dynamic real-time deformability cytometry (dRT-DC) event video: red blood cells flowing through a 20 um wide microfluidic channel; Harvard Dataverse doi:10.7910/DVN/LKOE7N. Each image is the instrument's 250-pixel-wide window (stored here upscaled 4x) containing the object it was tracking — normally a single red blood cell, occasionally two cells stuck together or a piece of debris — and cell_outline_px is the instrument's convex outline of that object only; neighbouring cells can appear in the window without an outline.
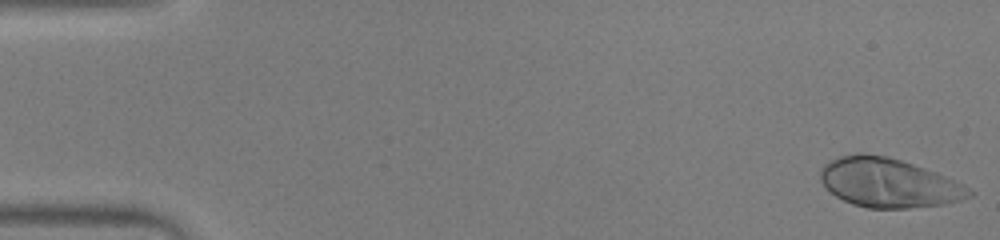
{"species": "human", "species_latin": "Homo sapiens", "temperature_condition": "warm", "stored_images_in_passage": 52, "camera_frame_rate_fps": 3000, "um_per_image_px": 0.085, "donor": {"sex": "male"}, "frame": {"image": 1, "passage_image": 1, "time_ms": 0.0, "image_size_px": [1000, 240], "cell_outline_px": [[976, 192], [972, 196], [960, 200], [944, 204], [908, 208], [868, 208], [852, 204], [836, 196], [824, 188], [820, 180], [820, 172], [824, 164], [840, 156], [856, 152], [864, 152], [888, 156], [936, 172]], "centroid_in_image_um": [75.48, 15.53], "position_along_channel_um": 9.5, "area_um2": 42.6}}
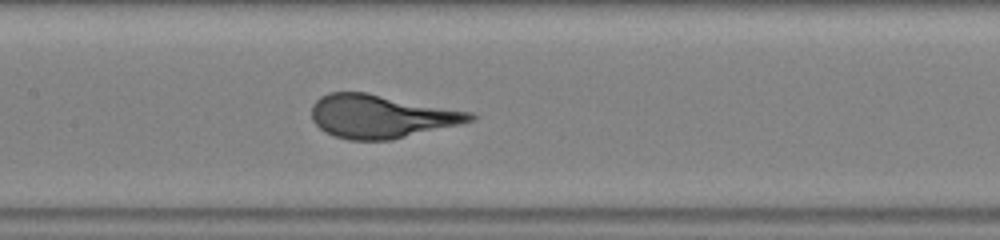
{"frame": {"image": 2, "passage_image": 25, "time_ms": 8.0, "image_size_px": [1000, 240], "cell_outline_px": [[476, 116], [472, 120], [460, 124], [392, 140], [348, 140], [324, 132], [312, 120], [312, 104], [320, 96], [328, 92], [364, 92], [472, 112]], "centroid_in_image_um": [32.36, 9.89], "position_along_channel_um": 175.0, "area_um2": 39.82}}
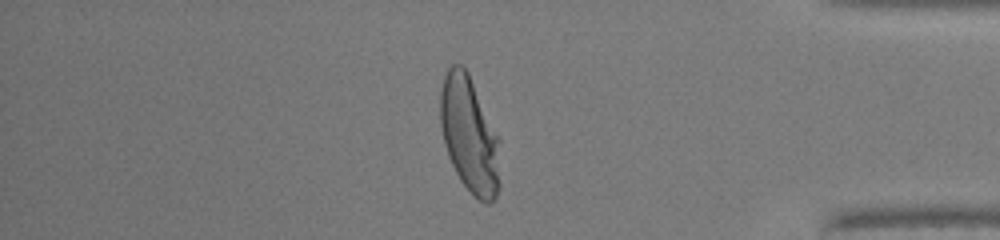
{"frame": {"image": 3, "passage_image": 44, "time_ms": 14.333, "image_size_px": [1000, 240], "cell_outline_px": [[500, 184], [496, 196], [488, 204], [484, 204], [460, 180], [448, 156], [444, 144], [440, 124], [440, 92], [444, 76], [448, 68], [452, 64], [460, 64], [468, 72], [500, 136]], "centroid_in_image_um": [39.93, 11.44], "position_along_channel_um": 395.3, "area_um2": 40.92}}